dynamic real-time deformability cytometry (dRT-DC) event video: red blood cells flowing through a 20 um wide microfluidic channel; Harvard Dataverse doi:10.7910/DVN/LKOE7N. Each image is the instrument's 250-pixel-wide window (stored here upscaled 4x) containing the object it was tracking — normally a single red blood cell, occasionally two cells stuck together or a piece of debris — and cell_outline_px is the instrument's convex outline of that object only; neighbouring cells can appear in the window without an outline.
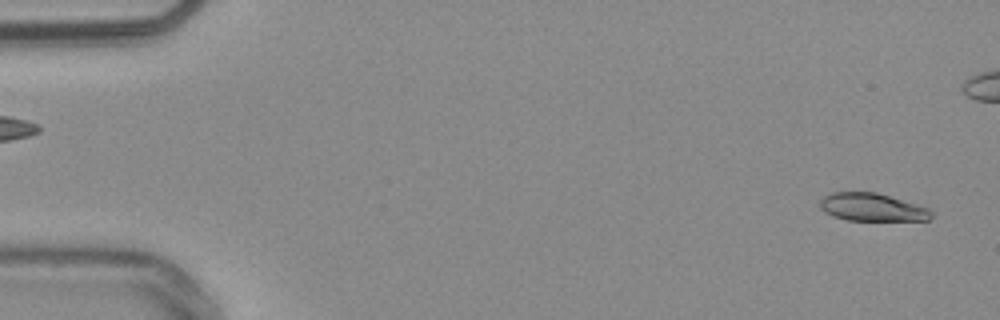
{"species": "common noctule bat (a hibernating species)", "species_latin": "Nyctalus noctula", "temperature_condition": "warm", "stored_images_in_passage": 49, "camera_frame_rate_fps": 3000, "um_per_image_px": 0.085, "animal": {"sex": "male", "body_mass_g": 20.4}, "frame": {"image": 1, "passage_image": 1, "time_ms": 0.0, "image_size_px": [1000, 320], "cell_outline_px": [[932, 216], [928, 220], [848, 220], [832, 216], [824, 212], [820, 208], [820, 200], [824, 196], [832, 192], [876, 192], [916, 204], [928, 208], [932, 212]], "centroid_in_image_um": [74.09, 17.61], "position_along_channel_um": 10.9, "area_um2": 17.98}}
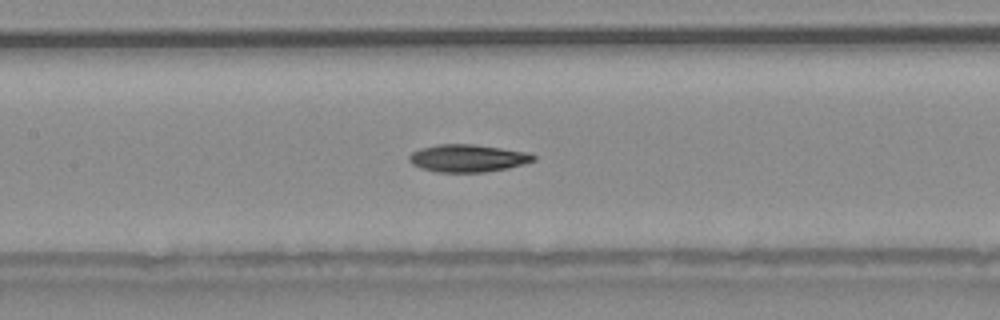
{"frame": {"image": 2, "passage_image": 24, "time_ms": 7.667, "image_size_px": [1000, 320], "cell_outline_px": [[536, 160], [524, 164], [508, 168], [484, 172], [436, 172], [420, 168], [412, 164], [408, 160], [408, 156], [412, 152], [420, 148], [440, 144], [472, 144], [528, 152], [536, 156]], "centroid_in_image_um": [39.75, 13.45], "position_along_channel_um": 167.7, "area_um2": 20.0}}
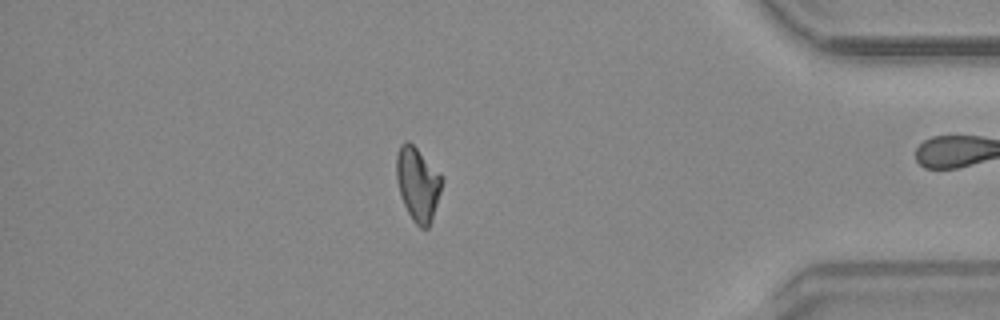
{"frame": {"image": 3, "passage_image": 45, "time_ms": 14.667, "image_size_px": [1000, 320], "cell_outline_px": [[444, 180], [432, 220], [428, 228], [420, 228], [412, 220], [400, 196], [396, 180], [396, 156], [400, 144], [404, 140], [408, 140], [416, 148]], "centroid_in_image_um": [35.48, 15.66], "position_along_channel_um": 399.7, "area_um2": 19.42}}